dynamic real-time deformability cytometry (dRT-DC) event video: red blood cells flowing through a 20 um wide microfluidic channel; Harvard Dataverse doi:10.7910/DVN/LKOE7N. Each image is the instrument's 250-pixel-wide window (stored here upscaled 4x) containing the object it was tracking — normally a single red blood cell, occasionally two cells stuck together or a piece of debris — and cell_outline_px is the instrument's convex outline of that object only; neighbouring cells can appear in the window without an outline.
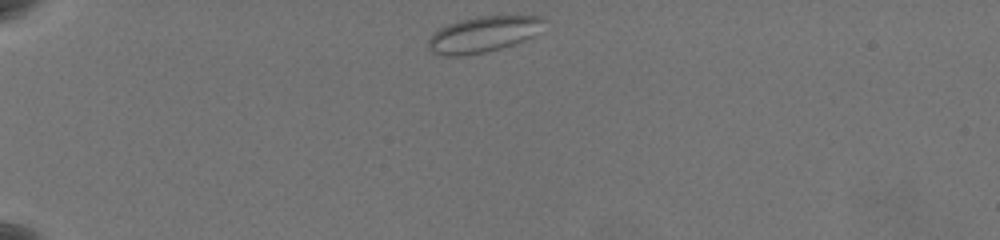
{"species": "common noctule bat (a hibernating species)", "species_latin": "Nyctalus noctula", "temperature_condition": "warm", "stored_images_in_passage": 45, "camera_frame_rate_fps": 3000, "um_per_image_px": 0.085, "animal": {"sex": "female", "body_mass_g": 19.5, "forearm_length_mm": 54.1}, "frame": {"image": 1, "passage_image": 1, "time_ms": 0.0, "image_size_px": [1000, 240], "cell_outline_px": [[548, 20], [532, 36], [524, 40], [500, 48], [484, 52], [464, 56], [448, 56], [432, 52], [428, 48], [428, 40], [440, 28], [448, 24], [460, 20], [476, 16], [544, 16]], "centroid_in_image_um": [41.08, 2.91], "position_along_channel_um": 43.9, "area_um2": 23.99}}
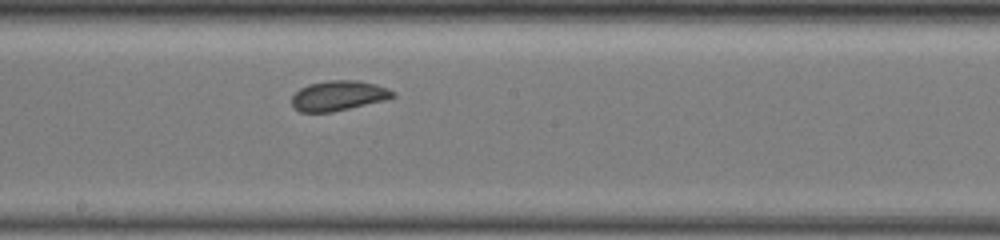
{"frame": {"image": 2, "passage_image": 21, "time_ms": 6.667, "image_size_px": [1000, 240], "cell_outline_px": [[396, 96], [384, 100], [332, 112], [300, 112], [292, 104], [292, 96], [300, 88], [308, 84], [328, 80], [360, 80], [376, 84], [388, 88], [396, 92]], "centroid_in_image_um": [28.79, 8.12], "position_along_channel_um": 219.4, "area_um2": 17.69}}
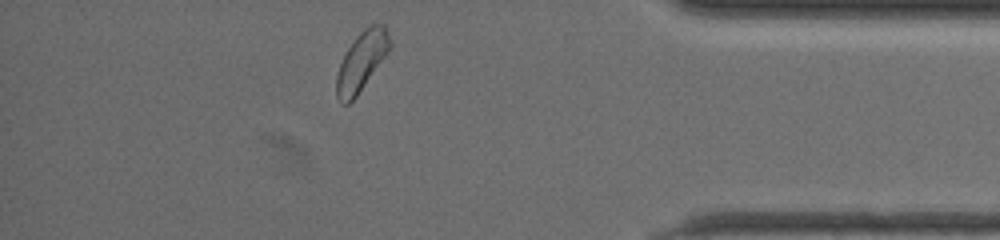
{"frame": {"image": 3, "passage_image": 39, "time_ms": 12.667, "image_size_px": [1000, 240], "cell_outline_px": [[392, 44], [388, 52], [356, 96], [348, 104], [344, 104], [336, 96], [336, 76], [340, 64], [348, 48], [356, 36], [364, 28], [372, 24], [384, 24], [388, 32]], "centroid_in_image_um": [30.74, 5.18], "position_along_channel_um": 404.5, "area_um2": 18.03}, "authors_computed_cell_mechanics": {"area_um2": 17.918, "velocity_mm_per_s": 3.4933, "shape_relaxation_time_tau1_ms": 2.7835, "shape_relaxation_time_tau2_ms": null, "deformation_change_tau1": 0.0453, "deformation_change_tau2": null}}